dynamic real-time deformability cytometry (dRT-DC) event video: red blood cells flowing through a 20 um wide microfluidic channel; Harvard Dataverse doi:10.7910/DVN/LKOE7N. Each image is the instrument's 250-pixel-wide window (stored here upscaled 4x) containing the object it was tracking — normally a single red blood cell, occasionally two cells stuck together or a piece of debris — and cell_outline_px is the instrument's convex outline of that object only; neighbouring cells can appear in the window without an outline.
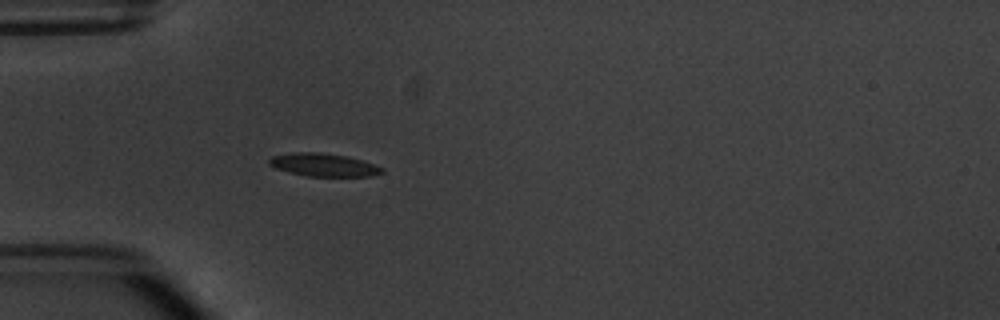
{"species": "common noctule bat (a hibernating species)", "species_latin": "Nyctalus noctula", "temperature_condition": "warm", "stored_images_in_passage": 4, "camera_frame_rate_fps": 3000, "um_per_image_px": 0.085, "animal": {"sex": "male", "body_mass_g": 20.1, "forearm_length_mm": 53.5}, "frame": {"image": 1, "passage_image": 4, "time_ms": 3.667, "image_size_px": [1000, 320], "cell_outline_px": [[384, 172], [372, 176], [308, 176], [276, 168], [268, 164], [268, 160], [272, 156], [292, 152], [320, 152], [348, 156], [384, 168]], "centroid_in_image_um": [27.5, 14.0], "position_along_channel_um": 57.5, "area_um2": 14.97}}